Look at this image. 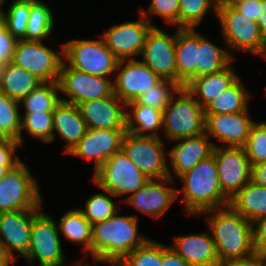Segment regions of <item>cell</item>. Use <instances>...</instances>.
Here are the masks:
<instances>
[{"label":"cell","instance_id":"cell-33","mask_svg":"<svg viewBox=\"0 0 266 266\" xmlns=\"http://www.w3.org/2000/svg\"><path fill=\"white\" fill-rule=\"evenodd\" d=\"M54 14L47 4L40 0H31L26 41H42L48 38L54 28Z\"/></svg>","mask_w":266,"mask_h":266},{"label":"cell","instance_id":"cell-42","mask_svg":"<svg viewBox=\"0 0 266 266\" xmlns=\"http://www.w3.org/2000/svg\"><path fill=\"white\" fill-rule=\"evenodd\" d=\"M243 149L251 165L266 162V122H255Z\"/></svg>","mask_w":266,"mask_h":266},{"label":"cell","instance_id":"cell-29","mask_svg":"<svg viewBox=\"0 0 266 266\" xmlns=\"http://www.w3.org/2000/svg\"><path fill=\"white\" fill-rule=\"evenodd\" d=\"M41 83L30 72L11 62L3 69L0 91L10 99L21 101Z\"/></svg>","mask_w":266,"mask_h":266},{"label":"cell","instance_id":"cell-56","mask_svg":"<svg viewBox=\"0 0 266 266\" xmlns=\"http://www.w3.org/2000/svg\"><path fill=\"white\" fill-rule=\"evenodd\" d=\"M4 65L0 64V87H1V81H2V74H3V69H4Z\"/></svg>","mask_w":266,"mask_h":266},{"label":"cell","instance_id":"cell-51","mask_svg":"<svg viewBox=\"0 0 266 266\" xmlns=\"http://www.w3.org/2000/svg\"><path fill=\"white\" fill-rule=\"evenodd\" d=\"M261 34L266 39V0H261L259 4V16L257 20Z\"/></svg>","mask_w":266,"mask_h":266},{"label":"cell","instance_id":"cell-48","mask_svg":"<svg viewBox=\"0 0 266 266\" xmlns=\"http://www.w3.org/2000/svg\"><path fill=\"white\" fill-rule=\"evenodd\" d=\"M161 266H190L169 245L162 244Z\"/></svg>","mask_w":266,"mask_h":266},{"label":"cell","instance_id":"cell-22","mask_svg":"<svg viewBox=\"0 0 266 266\" xmlns=\"http://www.w3.org/2000/svg\"><path fill=\"white\" fill-rule=\"evenodd\" d=\"M210 141L206 133L173 141L177 143L167 152L173 170H170L171 168L169 167V177L174 180L172 177V173H174V176L179 178L185 172L191 170L198 162L211 156L214 146H221Z\"/></svg>","mask_w":266,"mask_h":266},{"label":"cell","instance_id":"cell-45","mask_svg":"<svg viewBox=\"0 0 266 266\" xmlns=\"http://www.w3.org/2000/svg\"><path fill=\"white\" fill-rule=\"evenodd\" d=\"M252 225L254 251L256 255L266 258V216L254 221Z\"/></svg>","mask_w":266,"mask_h":266},{"label":"cell","instance_id":"cell-50","mask_svg":"<svg viewBox=\"0 0 266 266\" xmlns=\"http://www.w3.org/2000/svg\"><path fill=\"white\" fill-rule=\"evenodd\" d=\"M251 181L256 185L266 186V162L251 165Z\"/></svg>","mask_w":266,"mask_h":266},{"label":"cell","instance_id":"cell-12","mask_svg":"<svg viewBox=\"0 0 266 266\" xmlns=\"http://www.w3.org/2000/svg\"><path fill=\"white\" fill-rule=\"evenodd\" d=\"M59 91H62L67 99L62 102L78 105L82 102L105 98L113 92V81L107 77L91 75L75 70L63 61L60 69Z\"/></svg>","mask_w":266,"mask_h":266},{"label":"cell","instance_id":"cell-4","mask_svg":"<svg viewBox=\"0 0 266 266\" xmlns=\"http://www.w3.org/2000/svg\"><path fill=\"white\" fill-rule=\"evenodd\" d=\"M163 129L162 138L170 142L205 134V110L186 88L181 87L163 110Z\"/></svg>","mask_w":266,"mask_h":266},{"label":"cell","instance_id":"cell-55","mask_svg":"<svg viewBox=\"0 0 266 266\" xmlns=\"http://www.w3.org/2000/svg\"><path fill=\"white\" fill-rule=\"evenodd\" d=\"M5 0H0V25L2 24V5L4 4Z\"/></svg>","mask_w":266,"mask_h":266},{"label":"cell","instance_id":"cell-14","mask_svg":"<svg viewBox=\"0 0 266 266\" xmlns=\"http://www.w3.org/2000/svg\"><path fill=\"white\" fill-rule=\"evenodd\" d=\"M175 42L176 32L170 36L157 26H153L147 34L141 52V62L161 79L177 83Z\"/></svg>","mask_w":266,"mask_h":266},{"label":"cell","instance_id":"cell-37","mask_svg":"<svg viewBox=\"0 0 266 266\" xmlns=\"http://www.w3.org/2000/svg\"><path fill=\"white\" fill-rule=\"evenodd\" d=\"M19 104L0 91V134L20 143Z\"/></svg>","mask_w":266,"mask_h":266},{"label":"cell","instance_id":"cell-36","mask_svg":"<svg viewBox=\"0 0 266 266\" xmlns=\"http://www.w3.org/2000/svg\"><path fill=\"white\" fill-rule=\"evenodd\" d=\"M31 0H14L8 11L2 12V24L18 40L26 36Z\"/></svg>","mask_w":266,"mask_h":266},{"label":"cell","instance_id":"cell-10","mask_svg":"<svg viewBox=\"0 0 266 266\" xmlns=\"http://www.w3.org/2000/svg\"><path fill=\"white\" fill-rule=\"evenodd\" d=\"M162 138L126 132L121 150L149 178L169 177V166Z\"/></svg>","mask_w":266,"mask_h":266},{"label":"cell","instance_id":"cell-20","mask_svg":"<svg viewBox=\"0 0 266 266\" xmlns=\"http://www.w3.org/2000/svg\"><path fill=\"white\" fill-rule=\"evenodd\" d=\"M170 183L174 184V180L170 177L149 179L138 191L130 194L124 202L148 216L158 218L165 214L178 198L177 189L167 185Z\"/></svg>","mask_w":266,"mask_h":266},{"label":"cell","instance_id":"cell-53","mask_svg":"<svg viewBox=\"0 0 266 266\" xmlns=\"http://www.w3.org/2000/svg\"><path fill=\"white\" fill-rule=\"evenodd\" d=\"M17 165L18 164H0V180H2L6 174Z\"/></svg>","mask_w":266,"mask_h":266},{"label":"cell","instance_id":"cell-28","mask_svg":"<svg viewBox=\"0 0 266 266\" xmlns=\"http://www.w3.org/2000/svg\"><path fill=\"white\" fill-rule=\"evenodd\" d=\"M229 205L251 223L265 217L266 186L250 181L230 199Z\"/></svg>","mask_w":266,"mask_h":266},{"label":"cell","instance_id":"cell-8","mask_svg":"<svg viewBox=\"0 0 266 266\" xmlns=\"http://www.w3.org/2000/svg\"><path fill=\"white\" fill-rule=\"evenodd\" d=\"M149 178L121 150L111 156L95 172L93 183L101 190L121 196L138 191Z\"/></svg>","mask_w":266,"mask_h":266},{"label":"cell","instance_id":"cell-27","mask_svg":"<svg viewBox=\"0 0 266 266\" xmlns=\"http://www.w3.org/2000/svg\"><path fill=\"white\" fill-rule=\"evenodd\" d=\"M126 132L139 136H151L162 138L158 130L163 127V111L145 106L136 101L128 102L126 108Z\"/></svg>","mask_w":266,"mask_h":266},{"label":"cell","instance_id":"cell-49","mask_svg":"<svg viewBox=\"0 0 266 266\" xmlns=\"http://www.w3.org/2000/svg\"><path fill=\"white\" fill-rule=\"evenodd\" d=\"M219 266H266V258L255 255L246 259L227 260L221 262Z\"/></svg>","mask_w":266,"mask_h":266},{"label":"cell","instance_id":"cell-25","mask_svg":"<svg viewBox=\"0 0 266 266\" xmlns=\"http://www.w3.org/2000/svg\"><path fill=\"white\" fill-rule=\"evenodd\" d=\"M52 124L53 138L51 142L55 140L54 132L57 131L60 137L67 143L64 150L66 154L70 152L88 130L78 106L62 101L54 110Z\"/></svg>","mask_w":266,"mask_h":266},{"label":"cell","instance_id":"cell-24","mask_svg":"<svg viewBox=\"0 0 266 266\" xmlns=\"http://www.w3.org/2000/svg\"><path fill=\"white\" fill-rule=\"evenodd\" d=\"M199 48V34L195 28L176 30L175 59L177 84L186 87L195 79L196 62Z\"/></svg>","mask_w":266,"mask_h":266},{"label":"cell","instance_id":"cell-13","mask_svg":"<svg viewBox=\"0 0 266 266\" xmlns=\"http://www.w3.org/2000/svg\"><path fill=\"white\" fill-rule=\"evenodd\" d=\"M217 165L222 193L230 200L251 181V164L243 147L214 146L213 153Z\"/></svg>","mask_w":266,"mask_h":266},{"label":"cell","instance_id":"cell-47","mask_svg":"<svg viewBox=\"0 0 266 266\" xmlns=\"http://www.w3.org/2000/svg\"><path fill=\"white\" fill-rule=\"evenodd\" d=\"M259 4H261V0H238L231 4V6L250 20L257 23Z\"/></svg>","mask_w":266,"mask_h":266},{"label":"cell","instance_id":"cell-7","mask_svg":"<svg viewBox=\"0 0 266 266\" xmlns=\"http://www.w3.org/2000/svg\"><path fill=\"white\" fill-rule=\"evenodd\" d=\"M28 167L19 163L0 180V213L40 210L42 196Z\"/></svg>","mask_w":266,"mask_h":266},{"label":"cell","instance_id":"cell-32","mask_svg":"<svg viewBox=\"0 0 266 266\" xmlns=\"http://www.w3.org/2000/svg\"><path fill=\"white\" fill-rule=\"evenodd\" d=\"M251 95L242 80L238 79L227 90L212 100L205 108V114L237 113L248 109Z\"/></svg>","mask_w":266,"mask_h":266},{"label":"cell","instance_id":"cell-31","mask_svg":"<svg viewBox=\"0 0 266 266\" xmlns=\"http://www.w3.org/2000/svg\"><path fill=\"white\" fill-rule=\"evenodd\" d=\"M58 231L72 243L83 245V251L92 256V224L84 217L80 209L67 211L60 219Z\"/></svg>","mask_w":266,"mask_h":266},{"label":"cell","instance_id":"cell-54","mask_svg":"<svg viewBox=\"0 0 266 266\" xmlns=\"http://www.w3.org/2000/svg\"><path fill=\"white\" fill-rule=\"evenodd\" d=\"M238 0H216L217 5H231Z\"/></svg>","mask_w":266,"mask_h":266},{"label":"cell","instance_id":"cell-19","mask_svg":"<svg viewBox=\"0 0 266 266\" xmlns=\"http://www.w3.org/2000/svg\"><path fill=\"white\" fill-rule=\"evenodd\" d=\"M249 110L237 113L205 114V133L225 143L222 147H243L256 122Z\"/></svg>","mask_w":266,"mask_h":266},{"label":"cell","instance_id":"cell-41","mask_svg":"<svg viewBox=\"0 0 266 266\" xmlns=\"http://www.w3.org/2000/svg\"><path fill=\"white\" fill-rule=\"evenodd\" d=\"M180 88L179 84L162 79L156 86L144 92L135 101L163 111L174 96V93L176 94Z\"/></svg>","mask_w":266,"mask_h":266},{"label":"cell","instance_id":"cell-46","mask_svg":"<svg viewBox=\"0 0 266 266\" xmlns=\"http://www.w3.org/2000/svg\"><path fill=\"white\" fill-rule=\"evenodd\" d=\"M21 146L19 141L3 137L0 140V164H19L22 161L14 154L18 147Z\"/></svg>","mask_w":266,"mask_h":266},{"label":"cell","instance_id":"cell-15","mask_svg":"<svg viewBox=\"0 0 266 266\" xmlns=\"http://www.w3.org/2000/svg\"><path fill=\"white\" fill-rule=\"evenodd\" d=\"M119 70L114 77L113 92L125 104L135 101L162 80L148 66L136 59L119 60L116 72Z\"/></svg>","mask_w":266,"mask_h":266},{"label":"cell","instance_id":"cell-43","mask_svg":"<svg viewBox=\"0 0 266 266\" xmlns=\"http://www.w3.org/2000/svg\"><path fill=\"white\" fill-rule=\"evenodd\" d=\"M148 9L146 11L144 8H140L139 12L150 23L151 18L149 16L158 15L163 17L166 25H177V27L179 28V0H151Z\"/></svg>","mask_w":266,"mask_h":266},{"label":"cell","instance_id":"cell-3","mask_svg":"<svg viewBox=\"0 0 266 266\" xmlns=\"http://www.w3.org/2000/svg\"><path fill=\"white\" fill-rule=\"evenodd\" d=\"M183 188L177 189L188 215H200L207 210L229 205L230 200L222 193L214 155L198 162L191 170L179 177Z\"/></svg>","mask_w":266,"mask_h":266},{"label":"cell","instance_id":"cell-21","mask_svg":"<svg viewBox=\"0 0 266 266\" xmlns=\"http://www.w3.org/2000/svg\"><path fill=\"white\" fill-rule=\"evenodd\" d=\"M77 106L88 129H126V104L114 93Z\"/></svg>","mask_w":266,"mask_h":266},{"label":"cell","instance_id":"cell-5","mask_svg":"<svg viewBox=\"0 0 266 266\" xmlns=\"http://www.w3.org/2000/svg\"><path fill=\"white\" fill-rule=\"evenodd\" d=\"M63 59L75 70L102 77L115 72L119 62L101 36L99 40L73 39L66 42L63 44Z\"/></svg>","mask_w":266,"mask_h":266},{"label":"cell","instance_id":"cell-52","mask_svg":"<svg viewBox=\"0 0 266 266\" xmlns=\"http://www.w3.org/2000/svg\"><path fill=\"white\" fill-rule=\"evenodd\" d=\"M15 261L8 255V253L0 246V266H11Z\"/></svg>","mask_w":266,"mask_h":266},{"label":"cell","instance_id":"cell-23","mask_svg":"<svg viewBox=\"0 0 266 266\" xmlns=\"http://www.w3.org/2000/svg\"><path fill=\"white\" fill-rule=\"evenodd\" d=\"M170 246L190 266H219L215 242L209 233L175 237Z\"/></svg>","mask_w":266,"mask_h":266},{"label":"cell","instance_id":"cell-35","mask_svg":"<svg viewBox=\"0 0 266 266\" xmlns=\"http://www.w3.org/2000/svg\"><path fill=\"white\" fill-rule=\"evenodd\" d=\"M53 113L54 111L25 112L20 117V145H23L22 130L32 137L39 138L44 143H51L53 138Z\"/></svg>","mask_w":266,"mask_h":266},{"label":"cell","instance_id":"cell-6","mask_svg":"<svg viewBox=\"0 0 266 266\" xmlns=\"http://www.w3.org/2000/svg\"><path fill=\"white\" fill-rule=\"evenodd\" d=\"M216 16L229 48L266 58V39L256 22L235 10L231 5H218Z\"/></svg>","mask_w":266,"mask_h":266},{"label":"cell","instance_id":"cell-2","mask_svg":"<svg viewBox=\"0 0 266 266\" xmlns=\"http://www.w3.org/2000/svg\"><path fill=\"white\" fill-rule=\"evenodd\" d=\"M213 214H209V213ZM206 217L211 236L221 262L251 258L256 255L253 245V225L230 205L207 210Z\"/></svg>","mask_w":266,"mask_h":266},{"label":"cell","instance_id":"cell-57","mask_svg":"<svg viewBox=\"0 0 266 266\" xmlns=\"http://www.w3.org/2000/svg\"><path fill=\"white\" fill-rule=\"evenodd\" d=\"M83 262H84V260L82 261V264H80L79 266H90V263L87 262L86 264H84ZM95 266H97V265L95 264Z\"/></svg>","mask_w":266,"mask_h":266},{"label":"cell","instance_id":"cell-1","mask_svg":"<svg viewBox=\"0 0 266 266\" xmlns=\"http://www.w3.org/2000/svg\"><path fill=\"white\" fill-rule=\"evenodd\" d=\"M118 213L92 225V258L95 262L116 266L149 240L139 234L138 216H120Z\"/></svg>","mask_w":266,"mask_h":266},{"label":"cell","instance_id":"cell-26","mask_svg":"<svg viewBox=\"0 0 266 266\" xmlns=\"http://www.w3.org/2000/svg\"><path fill=\"white\" fill-rule=\"evenodd\" d=\"M238 79V74H236L230 64L220 72L193 79L185 88L194 99L205 108L212 100L232 86Z\"/></svg>","mask_w":266,"mask_h":266},{"label":"cell","instance_id":"cell-17","mask_svg":"<svg viewBox=\"0 0 266 266\" xmlns=\"http://www.w3.org/2000/svg\"><path fill=\"white\" fill-rule=\"evenodd\" d=\"M40 211L19 210L0 213V246L14 261L17 259L15 252L26 256L30 247L32 222Z\"/></svg>","mask_w":266,"mask_h":266},{"label":"cell","instance_id":"cell-44","mask_svg":"<svg viewBox=\"0 0 266 266\" xmlns=\"http://www.w3.org/2000/svg\"><path fill=\"white\" fill-rule=\"evenodd\" d=\"M18 39L5 28L0 25V64L6 66L13 61V54L18 43Z\"/></svg>","mask_w":266,"mask_h":266},{"label":"cell","instance_id":"cell-34","mask_svg":"<svg viewBox=\"0 0 266 266\" xmlns=\"http://www.w3.org/2000/svg\"><path fill=\"white\" fill-rule=\"evenodd\" d=\"M58 91V81L42 82L19 102L23 103L25 112L54 111L61 102Z\"/></svg>","mask_w":266,"mask_h":266},{"label":"cell","instance_id":"cell-18","mask_svg":"<svg viewBox=\"0 0 266 266\" xmlns=\"http://www.w3.org/2000/svg\"><path fill=\"white\" fill-rule=\"evenodd\" d=\"M126 129H88L68 154L93 159L94 172L111 156L121 151Z\"/></svg>","mask_w":266,"mask_h":266},{"label":"cell","instance_id":"cell-9","mask_svg":"<svg viewBox=\"0 0 266 266\" xmlns=\"http://www.w3.org/2000/svg\"><path fill=\"white\" fill-rule=\"evenodd\" d=\"M61 244L56 221L40 211L33 219L30 247L25 256L29 265L37 259L40 264L38 266H64L65 257ZM79 265L77 262L72 264Z\"/></svg>","mask_w":266,"mask_h":266},{"label":"cell","instance_id":"cell-30","mask_svg":"<svg viewBox=\"0 0 266 266\" xmlns=\"http://www.w3.org/2000/svg\"><path fill=\"white\" fill-rule=\"evenodd\" d=\"M233 59V55L231 56L227 49L221 48L199 35L195 78L220 72L232 64Z\"/></svg>","mask_w":266,"mask_h":266},{"label":"cell","instance_id":"cell-39","mask_svg":"<svg viewBox=\"0 0 266 266\" xmlns=\"http://www.w3.org/2000/svg\"><path fill=\"white\" fill-rule=\"evenodd\" d=\"M104 193H96L92 195L85 204L84 209H80L84 217L92 224L105 221L109 217H112L117 210V206L112 201V195L106 190H102ZM105 193L109 194L106 195Z\"/></svg>","mask_w":266,"mask_h":266},{"label":"cell","instance_id":"cell-40","mask_svg":"<svg viewBox=\"0 0 266 266\" xmlns=\"http://www.w3.org/2000/svg\"><path fill=\"white\" fill-rule=\"evenodd\" d=\"M162 244L149 239L143 246L131 251L116 266H161Z\"/></svg>","mask_w":266,"mask_h":266},{"label":"cell","instance_id":"cell-38","mask_svg":"<svg viewBox=\"0 0 266 266\" xmlns=\"http://www.w3.org/2000/svg\"><path fill=\"white\" fill-rule=\"evenodd\" d=\"M211 7L217 15L216 0H179V28H196Z\"/></svg>","mask_w":266,"mask_h":266},{"label":"cell","instance_id":"cell-11","mask_svg":"<svg viewBox=\"0 0 266 266\" xmlns=\"http://www.w3.org/2000/svg\"><path fill=\"white\" fill-rule=\"evenodd\" d=\"M61 53L55 52L42 41L19 40L13 54L12 63L34 75L41 82H56L63 63V44Z\"/></svg>","mask_w":266,"mask_h":266},{"label":"cell","instance_id":"cell-16","mask_svg":"<svg viewBox=\"0 0 266 266\" xmlns=\"http://www.w3.org/2000/svg\"><path fill=\"white\" fill-rule=\"evenodd\" d=\"M141 16L140 20L115 24L102 33L106 46L119 60H130L141 55L147 34L156 26Z\"/></svg>","mask_w":266,"mask_h":266}]
</instances>
